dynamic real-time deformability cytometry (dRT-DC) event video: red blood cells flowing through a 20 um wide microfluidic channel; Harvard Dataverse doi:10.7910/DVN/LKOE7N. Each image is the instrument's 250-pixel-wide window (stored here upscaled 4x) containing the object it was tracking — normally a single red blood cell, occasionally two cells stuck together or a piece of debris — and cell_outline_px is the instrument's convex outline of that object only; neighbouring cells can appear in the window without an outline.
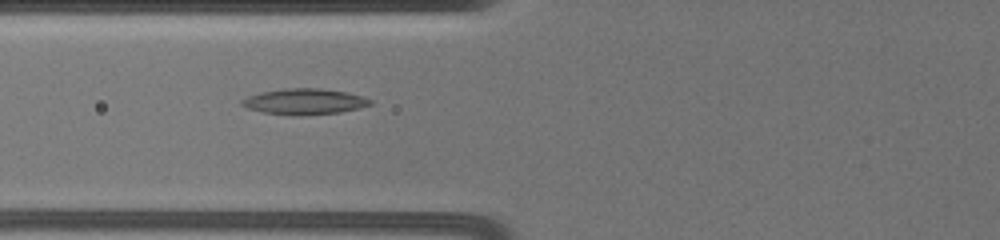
{"species": "common noctule bat (a hibernating species)", "species_latin": "Nyctalus noctula", "temperature_condition": "warm", "stored_images_in_passage": 21, "camera_frame_rate_fps": 3000, "um_per_image_px": 0.085, "animal": {"sex": "female", "body_mass_g": 19.5, "forearm_length_mm": 54.1}, "frame": {"image": 1, "passage_image": 8, "time_ms": 3.667, "image_size_px": [1000, 240], "cell_outline_px": [[372, 104], [360, 108], [340, 112], [264, 112], [248, 108], [240, 104], [240, 100], [248, 96], [260, 92], [284, 88], [320, 88], [348, 92], [372, 100]], "centroid_in_image_um": [25.89, 8.57], "position_along_channel_um": 99.9, "area_um2": 18.26}}
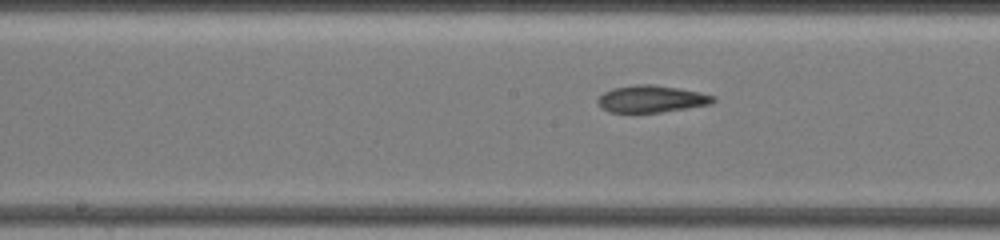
{"frame": {"image": 2, "passage_image": 15, "time_ms": 6.333, "image_size_px": [1000, 240], "cell_outline_px": [[716, 100], [712, 104], [688, 108], [660, 112], [608, 112], [600, 108], [596, 100], [604, 92], [612, 88], [636, 84], [652, 84], [700, 92], [716, 96]], "centroid_in_image_um": [55.37, 8.41], "position_along_channel_um": 192.8, "area_um2": 18.26}}
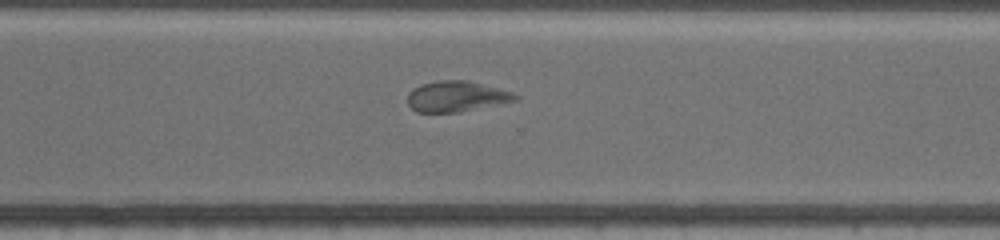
{"frame": {"image": 3, "passage_image": 21, "time_ms": 10.333, "image_size_px": [1000, 240], "cell_outline_px": [[520, 96], [516, 100], [460, 112], [416, 112], [408, 104], [408, 92], [412, 88], [420, 84], [436, 80], [468, 80], [512, 92]], "centroid_in_image_um": [38.76, 8.18], "position_along_channel_um": 331.8, "area_um2": 19.25}}